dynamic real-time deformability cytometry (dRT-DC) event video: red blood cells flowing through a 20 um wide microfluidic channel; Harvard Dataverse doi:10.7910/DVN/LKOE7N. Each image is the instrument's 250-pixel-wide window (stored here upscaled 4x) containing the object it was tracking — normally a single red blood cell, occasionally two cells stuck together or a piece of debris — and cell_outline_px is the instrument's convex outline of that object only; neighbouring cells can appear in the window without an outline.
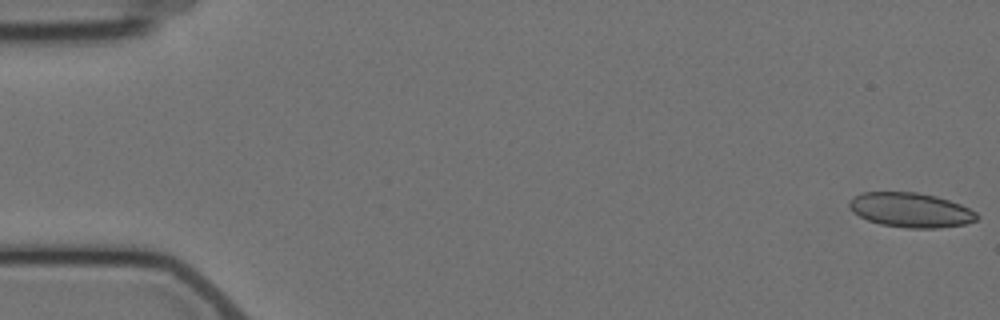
{"species": "Egyptian fruit bat (a non-hibernating species)", "species_latin": "Rousettus aegyptiacus", "temperature_condition": "cold", "stored_images_in_passage": 8, "camera_frame_rate_fps": 3000, "um_per_image_px": 0.085, "animal": {"sex": "female"}, "frame": {"image": 1, "passage_image": 1, "time_ms": 0.0, "image_size_px": [1000, 320], "cell_outline_px": [[980, 216], [976, 220], [964, 224], [936, 228], [908, 228], [880, 224], [868, 220], [852, 212], [848, 208], [848, 204], [860, 192], [916, 192], [936, 196], [960, 204], [976, 212]], "centroid_in_image_um": [77.4, 17.85], "position_along_channel_um": 7.6, "area_um2": 25.61}}
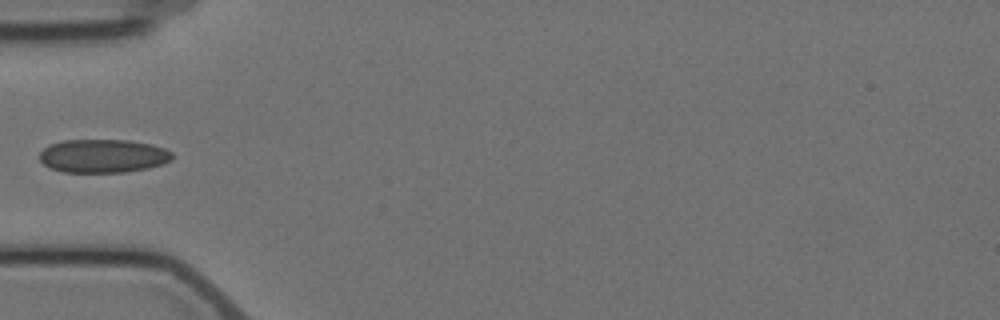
{"frame": {"image": 2, "passage_image": 6, "time_ms": 6.0, "image_size_px": [1000, 320], "cell_outline_px": [[172, 160], [164, 164], [148, 168], [124, 172], [64, 172], [48, 168], [40, 160], [40, 152], [48, 144], [60, 140], [128, 140], [152, 144], [164, 148], [172, 152]], "centroid_in_image_um": [8.75, 13.25], "position_along_channel_um": 76.3, "area_um2": 26.13}}
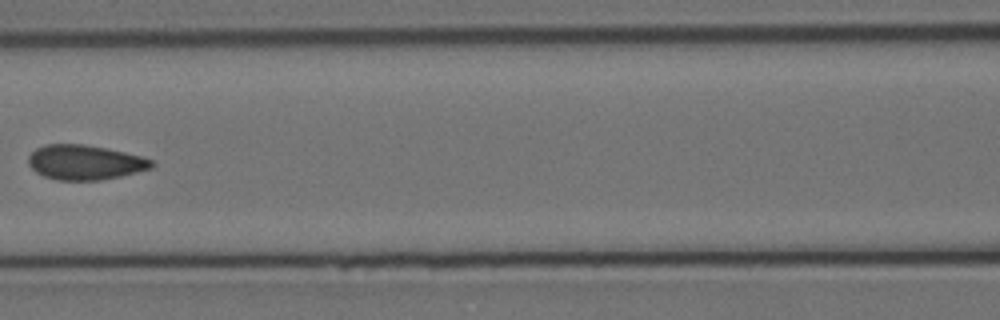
{"frame": {"image": 3, "passage_image": 8, "time_ms": 8.333, "image_size_px": [1000, 320], "cell_outline_px": [[156, 164], [152, 168], [120, 176], [100, 180], [56, 180], [44, 176], [36, 172], [28, 164], [28, 156], [36, 148], [44, 144], [84, 144], [124, 152], [140, 156], [152, 160]], "centroid_in_image_um": [7.2, 13.8], "position_along_channel_um": 159.4, "area_um2": 24.91}}